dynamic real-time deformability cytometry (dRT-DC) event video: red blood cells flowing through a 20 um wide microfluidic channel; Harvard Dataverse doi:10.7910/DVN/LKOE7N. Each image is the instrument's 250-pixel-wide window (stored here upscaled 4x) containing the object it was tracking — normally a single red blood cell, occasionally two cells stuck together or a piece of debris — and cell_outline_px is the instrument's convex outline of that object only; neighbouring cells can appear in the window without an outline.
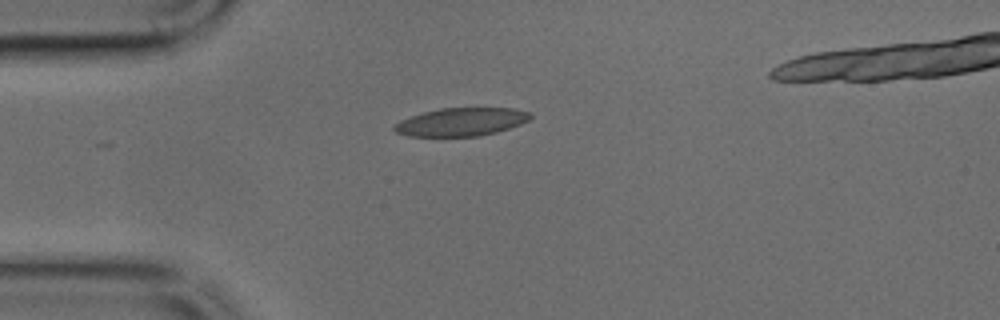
{"species": "common noctule bat (a hibernating species)", "species_latin": "Nyctalus noctula", "temperature_condition": "cold", "stored_images_in_passage": 34, "camera_frame_rate_fps": 3000, "um_per_image_px": 0.085, "animal": {"sex": "male", "body_mass_g": 17.9, "forearm_length_mm": 54.2}, "frame": {"image": 1, "passage_image": 1, "time_ms": 0.0, "image_size_px": [1000, 320], "cell_outline_px": [[532, 116], [528, 120], [520, 124], [496, 132], [480, 136], [408, 136], [396, 132], [392, 128], [400, 120], [424, 112], [440, 108], [512, 108], [532, 112]], "centroid_in_image_um": [39.22, 10.36], "position_along_channel_um": 45.8, "area_um2": 22.2}}
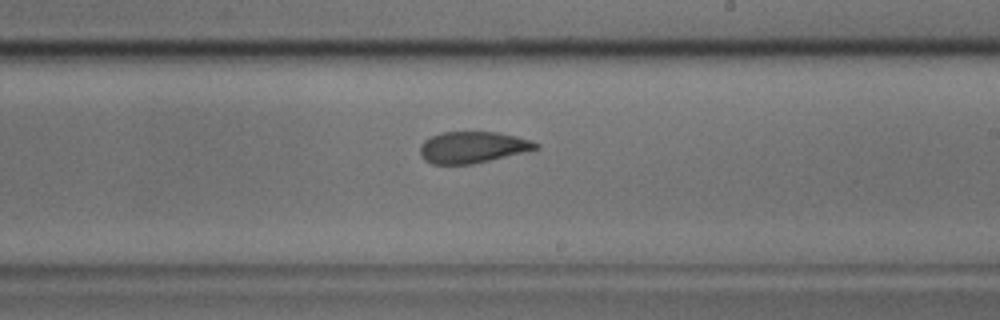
{"frame": {"image": 2, "passage_image": 17, "time_ms": 5.333, "image_size_px": [1000, 320], "cell_outline_px": [[540, 148], [472, 164], [432, 164], [424, 160], [420, 156], [420, 144], [424, 140], [440, 132], [496, 132], [516, 136], [532, 140], [540, 144]], "centroid_in_image_um": [40.15, 12.51], "position_along_channel_um": 248.9, "area_um2": 21.21}}
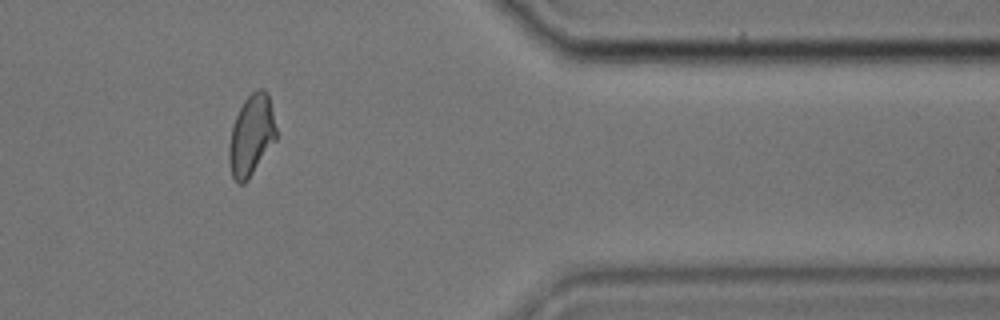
{"frame": {"image": 3, "passage_image": 29, "time_ms": 9.333, "image_size_px": [1000, 320], "cell_outline_px": [[276, 140], [248, 180], [244, 184], [236, 184], [232, 176], [228, 160], [228, 148], [232, 128], [236, 116], [244, 100], [256, 88], [264, 88], [268, 92], [276, 128]], "centroid_in_image_um": [21.36, 11.52], "position_along_channel_um": 390.0, "area_um2": 22.37}}